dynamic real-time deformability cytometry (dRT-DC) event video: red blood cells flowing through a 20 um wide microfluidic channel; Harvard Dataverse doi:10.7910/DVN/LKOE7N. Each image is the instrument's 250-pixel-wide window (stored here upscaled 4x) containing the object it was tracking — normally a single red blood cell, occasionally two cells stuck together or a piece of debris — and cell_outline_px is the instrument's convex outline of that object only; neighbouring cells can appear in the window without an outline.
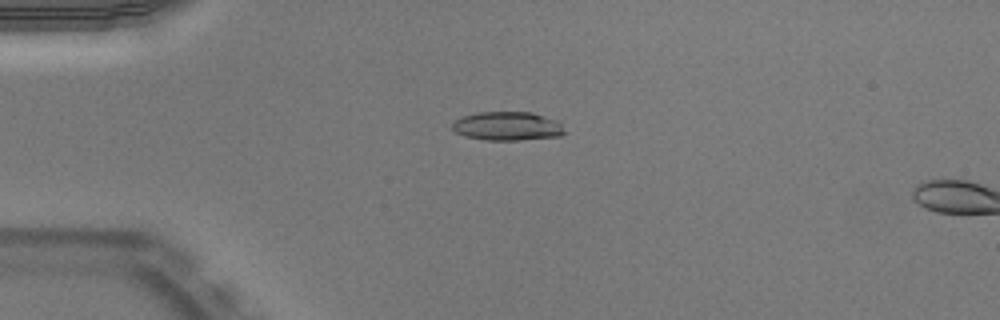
{"species": "Egyptian fruit bat (a non-hibernating species)", "species_latin": "Rousettus aegyptiacus", "temperature_condition": "warm", "stored_images_in_passage": 15, "camera_frame_rate_fps": 3000, "um_per_image_px": 0.085, "animal": {"sex": "male"}, "frame": {"image": 1, "passage_image": 13, "time_ms": 4.0, "image_size_px": [1000, 320], "cell_outline_px": [[564, 132], [560, 136], [520, 140], [484, 140], [464, 136], [456, 132], [452, 128], [452, 124], [460, 116], [476, 112], [532, 112], [556, 120], [560, 124]], "centroid_in_image_um": [43.08, 10.72], "position_along_channel_um": 41.9, "area_um2": 18.84}}